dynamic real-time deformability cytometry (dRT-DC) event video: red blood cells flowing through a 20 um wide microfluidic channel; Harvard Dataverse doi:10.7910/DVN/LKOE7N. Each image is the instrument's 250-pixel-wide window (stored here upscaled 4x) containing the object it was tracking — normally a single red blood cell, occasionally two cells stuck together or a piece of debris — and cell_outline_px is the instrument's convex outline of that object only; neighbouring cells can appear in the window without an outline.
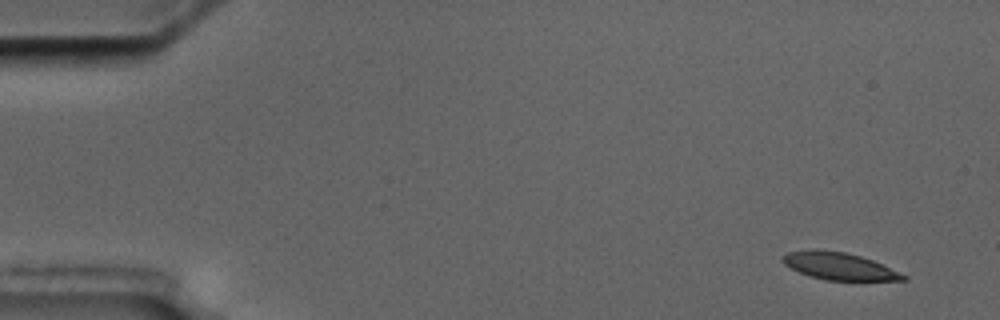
{"species": "common noctule bat (a hibernating species)", "species_latin": "Nyctalus noctula", "temperature_condition": "cold", "stored_images_in_passage": 5, "segment_of_instrument_passage": [2, 2], "camera_frame_rate_fps": 3000, "um_per_image_px": 0.085, "animal": {"sex": "male", "body_mass_g": 17.5, "forearm_length_mm": 52.3}, "frame": {"image": 1, "passage_image": 5, "time_ms": 6.667, "image_size_px": [1000, 320], "cell_outline_px": [[908, 280], [824, 280], [800, 272], [784, 264], [784, 256], [788, 252], [812, 248], [816, 248], [844, 252], [860, 256], [872, 260], [908, 276]], "centroid_in_image_um": [71.33, 22.61], "position_along_channel_um": 13.7, "area_um2": 18.9}}